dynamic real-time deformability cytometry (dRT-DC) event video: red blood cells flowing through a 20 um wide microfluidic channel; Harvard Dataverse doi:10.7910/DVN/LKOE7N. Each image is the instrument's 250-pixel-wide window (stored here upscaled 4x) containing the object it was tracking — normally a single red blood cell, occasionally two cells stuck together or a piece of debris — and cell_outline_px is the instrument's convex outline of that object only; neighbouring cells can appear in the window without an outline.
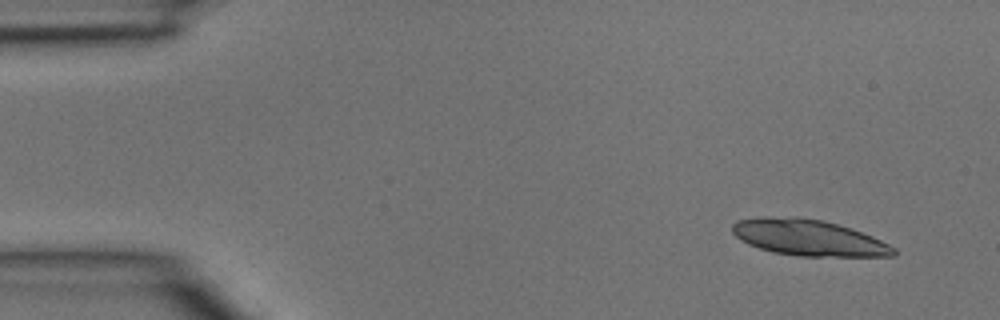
{"species": "common noctule bat (a hibernating species)", "species_latin": "Nyctalus noctula", "temperature_condition": "room temperature", "stored_images_in_passage": 4, "camera_frame_rate_fps": 3000, "um_per_image_px": 0.085, "animal": {"sex": "male", "body_mass_g": 15.6}, "frame": {"image": 1, "passage_image": 1, "time_ms": 0.0, "image_size_px": [1000, 320], "cell_outline_px": [[896, 252], [892, 256], [800, 256], [772, 252], [748, 244], [736, 236], [732, 232], [732, 224], [736, 220], [756, 216], [796, 216], [824, 220], [852, 228], [872, 236], [896, 248]], "centroid_in_image_um": [68.68, 20.18], "position_along_channel_um": 16.3, "area_um2": 34.22}}
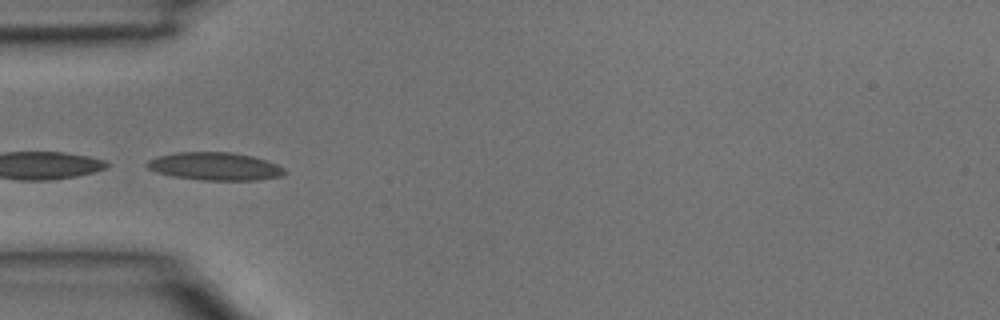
{"frame": {"image": 2, "passage_image": 4, "time_ms": 1.0, "image_size_px": [1000, 320], "cell_outline_px": [[288, 172], [284, 176], [256, 180], [200, 180], [172, 176], [156, 172], [148, 168], [144, 164], [148, 160], [156, 156], [172, 152], [232, 152], [252, 156], [276, 164], [284, 168]], "centroid_in_image_um": [18.24, 14.14], "position_along_channel_um": 66.8, "area_um2": 22.6}}